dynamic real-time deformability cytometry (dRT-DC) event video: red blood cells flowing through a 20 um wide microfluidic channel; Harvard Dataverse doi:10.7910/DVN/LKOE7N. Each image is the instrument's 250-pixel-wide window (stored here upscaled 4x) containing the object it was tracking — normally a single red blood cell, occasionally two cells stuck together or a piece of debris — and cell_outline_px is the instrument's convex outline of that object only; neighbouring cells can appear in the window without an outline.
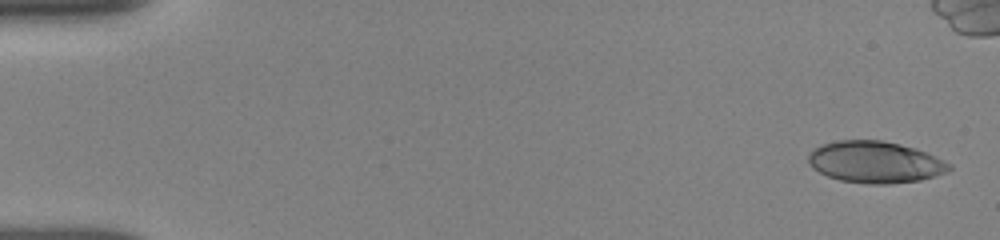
{"species": "human", "species_latin": "Homo sapiens", "temperature_condition": "room temperature", "stored_images_in_passage": 11, "camera_frame_rate_fps": 3000, "um_per_image_px": 0.085, "donor": {"sex": "female"}, "frame": {"image": 1, "passage_image": 1, "time_ms": 0.0, "image_size_px": [1000, 240], "cell_outline_px": [[952, 168], [948, 172], [920, 180], [888, 184], [868, 184], [840, 180], [828, 176], [812, 168], [808, 164], [808, 152], [812, 148], [820, 144], [836, 140], [884, 140], [916, 148], [952, 164]], "centroid_in_image_um": [74.35, 13.77], "position_along_channel_um": 10.6, "area_um2": 34.51}}